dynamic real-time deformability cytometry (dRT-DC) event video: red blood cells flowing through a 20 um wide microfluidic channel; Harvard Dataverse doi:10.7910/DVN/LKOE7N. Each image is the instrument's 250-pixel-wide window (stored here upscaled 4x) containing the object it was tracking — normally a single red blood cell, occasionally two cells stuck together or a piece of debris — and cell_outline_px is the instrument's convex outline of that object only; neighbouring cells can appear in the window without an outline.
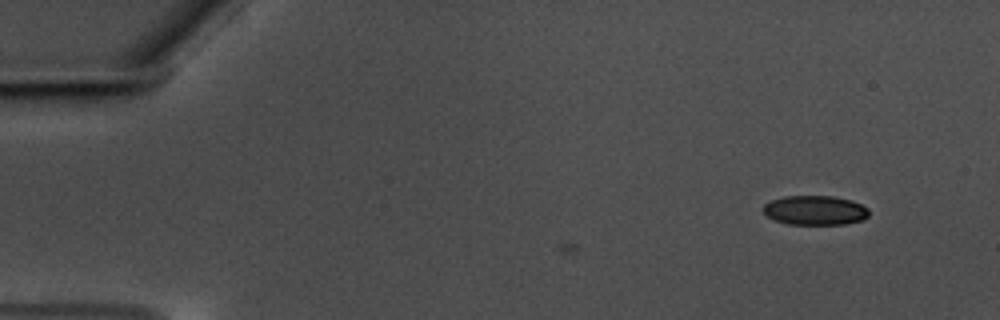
{"species": "common noctule bat (a hibernating species)", "species_latin": "Nyctalus noctula", "temperature_condition": "warm", "stored_images_in_passage": 17, "camera_frame_rate_fps": 3000, "um_per_image_px": 0.085, "animal": {"sex": "male", "body_mass_g": 17.5, "forearm_length_mm": 52.3}, "frame": {"image": 1, "passage_image": 17, "time_ms": 5.333, "image_size_px": [1000, 320], "cell_outline_px": [[868, 216], [860, 220], [844, 224], [788, 224], [772, 220], [764, 212], [764, 204], [772, 200], [784, 196], [832, 196], [852, 200], [868, 208]], "centroid_in_image_um": [69.26, 17.87], "position_along_channel_um": 15.7, "area_um2": 18.03}}